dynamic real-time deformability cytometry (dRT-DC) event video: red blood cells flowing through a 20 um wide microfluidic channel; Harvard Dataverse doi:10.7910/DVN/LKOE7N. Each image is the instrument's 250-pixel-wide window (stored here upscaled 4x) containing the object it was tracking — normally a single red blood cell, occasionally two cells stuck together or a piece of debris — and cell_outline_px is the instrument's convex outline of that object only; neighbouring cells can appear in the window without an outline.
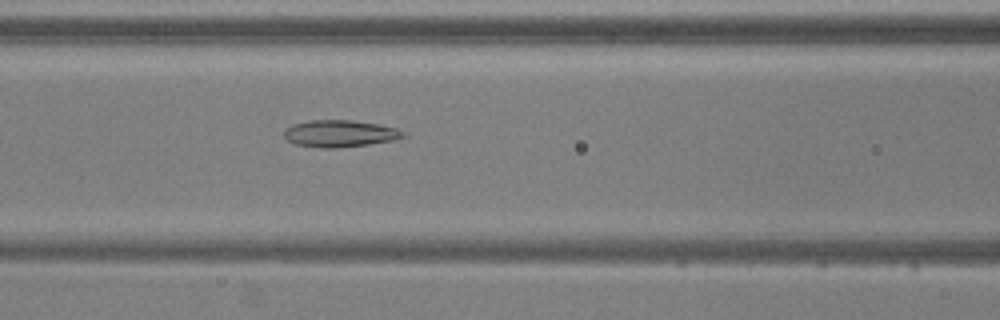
{"species": "common noctule bat (a hibernating species)", "species_latin": "Nyctalus noctula", "temperature_condition": "warm", "stored_images_in_passage": 51, "camera_frame_rate_fps": 3000, "um_per_image_px": 0.085, "animal": {"sex": "male", "body_mass_g": 20.5, "forearm_length_mm": 52.5}, "frame": {"image": 1, "passage_image": 20, "time_ms": 6.333, "image_size_px": [1000, 320], "cell_outline_px": [[408, 136], [392, 140], [368, 144], [332, 148], [320, 148], [296, 144], [288, 140], [284, 136], [284, 128], [292, 124], [308, 120], [352, 120], [376, 124], [396, 128], [404, 132]], "centroid_in_image_um": [28.85, 11.34], "position_along_channel_um": 137.7, "area_um2": 18.61}}
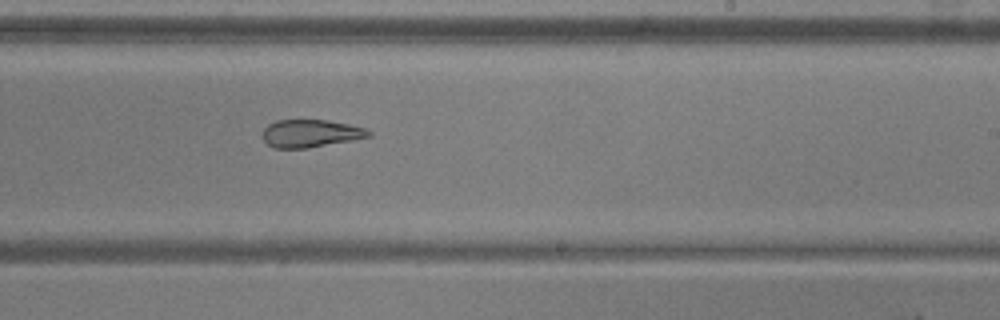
{"frame": {"image": 2, "passage_image": 30, "time_ms": 9.667, "image_size_px": [1000, 320], "cell_outline_px": [[372, 136], [352, 140], [308, 148], [272, 148], [264, 140], [264, 128], [268, 124], [276, 120], [328, 120], [348, 124], [364, 128], [372, 132]], "centroid_in_image_um": [26.4, 11.34], "position_along_channel_um": 262.6, "area_um2": 17.05}}
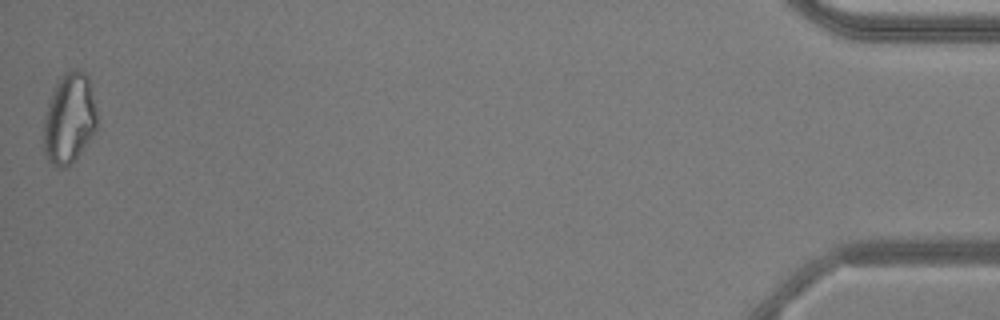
{"frame": {"image": 3, "passage_image": 51, "time_ms": 16.667, "image_size_px": [1000, 320], "cell_outline_px": [[96, 132], [76, 160], [64, 168], [56, 168], [48, 160], [44, 152], [44, 116], [52, 92], [56, 84], [64, 72], [76, 68], [80, 68], [88, 76], [96, 108]], "centroid_in_image_um": [5.9, 10.09], "position_along_channel_um": 429.3, "area_um2": 28.44}, "authors_computed_cell_mechanics": {"area_um2": 21.675, "velocity_mm_per_s": 3.7539, "shape_relaxation_time_tau1_ms": null, "shape_relaxation_time_tau2_ms": 2.978, "deformation_change_tau1": null, "deformation_change_tau2": 0.1097}}